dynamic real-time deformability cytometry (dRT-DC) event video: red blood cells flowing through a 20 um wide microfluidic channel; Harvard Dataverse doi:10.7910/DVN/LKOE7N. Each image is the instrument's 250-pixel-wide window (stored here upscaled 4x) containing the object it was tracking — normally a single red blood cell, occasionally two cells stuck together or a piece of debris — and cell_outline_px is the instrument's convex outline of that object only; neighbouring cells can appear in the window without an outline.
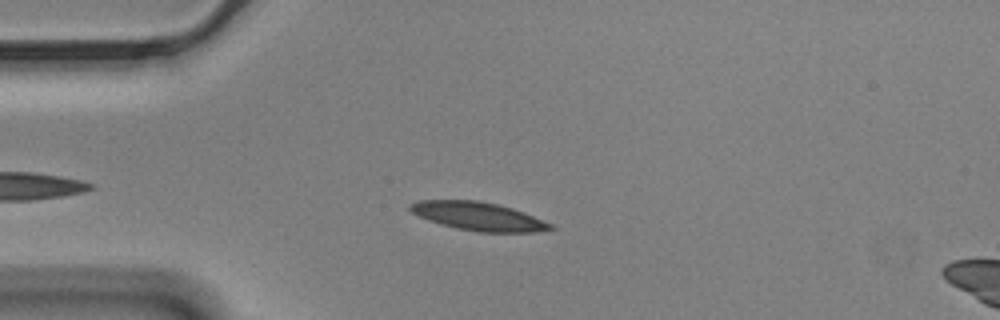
{"species": "Egyptian fruit bat (a non-hibernating species)", "species_latin": "Rousettus aegyptiacus", "temperature_condition": "cold", "stored_images_in_passage": 17, "camera_frame_rate_fps": 3000, "um_per_image_px": 0.085, "animal": {"sex": "male"}, "frame": {"image": 1, "passage_image": 9, "time_ms": 2.667, "image_size_px": [1000, 320], "cell_outline_px": [[556, 228], [536, 232], [476, 232], [456, 228], [440, 224], [428, 220], [412, 212], [408, 208], [408, 204], [416, 200], [476, 200], [496, 204], [512, 208], [524, 212], [552, 224]], "centroid_in_image_um": [40.64, 18.38], "position_along_channel_um": 44.4, "area_um2": 23.24}}
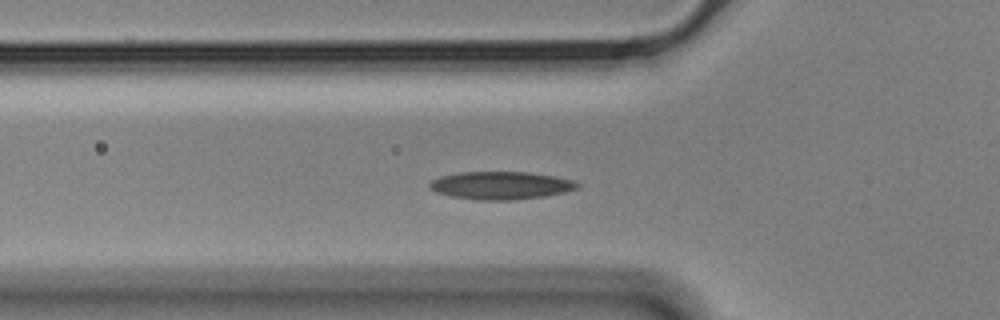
{"frame": {"image": 2, "passage_image": 14, "time_ms": 4.333, "image_size_px": [1000, 320], "cell_outline_px": [[580, 184], [576, 188], [564, 192], [544, 196], [512, 200], [480, 200], [452, 196], [436, 192], [428, 188], [428, 184], [432, 180], [440, 176], [460, 172], [528, 172], [556, 176], [572, 180]], "centroid_in_image_um": [42.54, 15.75], "position_along_channel_um": 83.3, "area_um2": 23.87}}
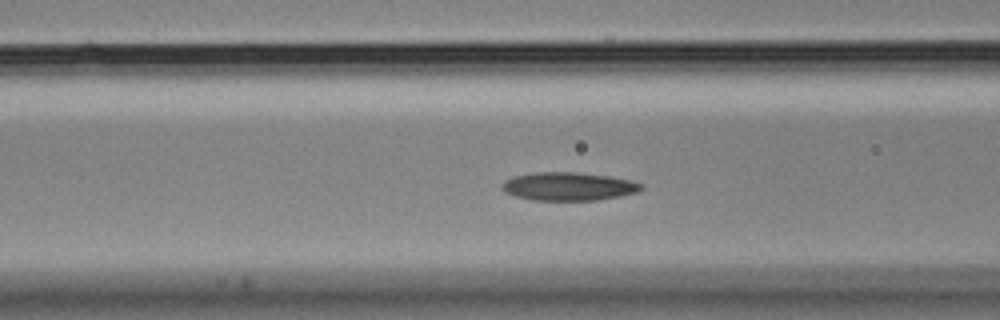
{"frame": {"image": 3, "passage_image": 17, "time_ms": 5.333, "image_size_px": [1000, 320], "cell_outline_px": [[644, 188], [636, 192], [620, 196], [596, 200], [532, 200], [516, 196], [504, 192], [504, 180], [512, 176], [532, 172], [576, 172], [608, 176], [632, 180], [644, 184]], "centroid_in_image_um": [48.34, 15.83], "position_along_channel_um": 118.3, "area_um2": 22.95}}